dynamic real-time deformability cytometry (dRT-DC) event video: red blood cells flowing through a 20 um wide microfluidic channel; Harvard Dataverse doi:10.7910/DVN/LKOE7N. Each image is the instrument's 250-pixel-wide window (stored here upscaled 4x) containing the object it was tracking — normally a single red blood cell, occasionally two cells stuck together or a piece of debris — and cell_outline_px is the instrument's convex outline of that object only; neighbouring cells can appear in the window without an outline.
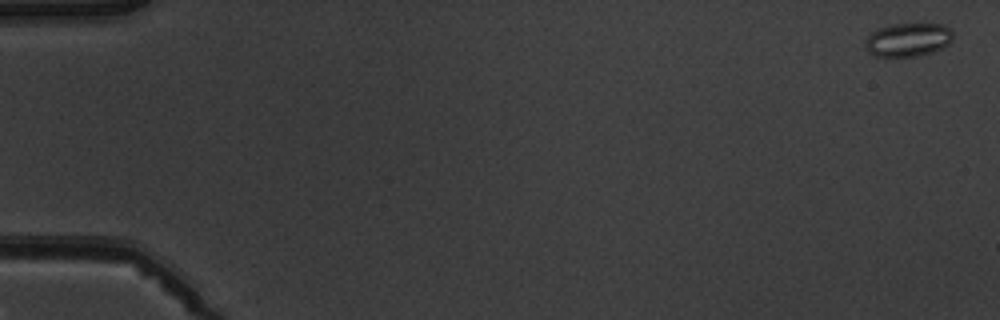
{"species": "common noctule bat (a hibernating species)", "species_latin": "Nyctalus noctula", "temperature_condition": "warm", "stored_images_in_passage": 6, "camera_frame_rate_fps": 3000, "um_per_image_px": 0.085, "animal": {"sex": "male", "body_mass_g": 19.5, "forearm_length_mm": 54.6}, "frame": {"image": 1, "passage_image": 6, "time_ms": 6.667, "image_size_px": [1000, 320], "cell_outline_px": [[952, 40], [944, 48], [932, 52], [916, 56], [876, 56], [868, 52], [864, 48], [864, 44], [868, 36], [876, 28], [892, 24], [944, 24], [952, 32]], "centroid_in_image_um": [77.16, 3.37], "position_along_channel_um": 7.8, "area_um2": 17.22}}